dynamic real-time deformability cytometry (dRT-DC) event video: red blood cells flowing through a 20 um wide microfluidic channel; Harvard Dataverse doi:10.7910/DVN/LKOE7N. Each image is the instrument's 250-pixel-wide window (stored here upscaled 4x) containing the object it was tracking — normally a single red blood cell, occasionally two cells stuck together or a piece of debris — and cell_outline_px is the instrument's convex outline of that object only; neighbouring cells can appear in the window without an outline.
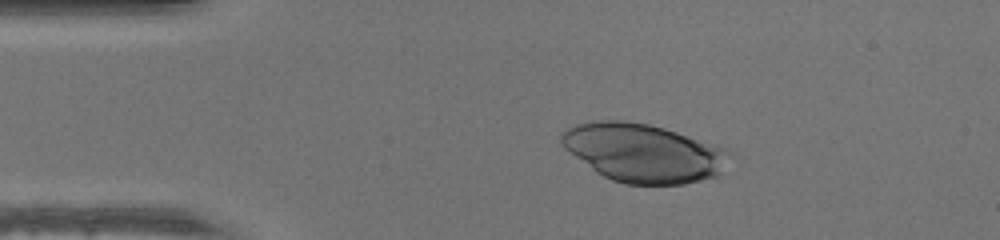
{"species": "human", "species_latin": "Homo sapiens", "temperature_condition": "warm", "stored_images_in_passage": 40, "camera_frame_rate_fps": 3000, "um_per_image_px": 0.085, "donor": {"sex": "male"}, "frame": {"image": 1, "passage_image": 1, "time_ms": 0.0, "image_size_px": [1000, 240], "cell_outline_px": [[736, 156], [720, 176], [684, 184], [624, 184], [612, 180], [596, 172], [564, 148], [560, 144], [560, 132], [576, 124], [592, 120], [620, 120], [648, 124], [664, 128], [716, 144], [728, 148], [736, 152]], "centroid_in_image_um": [54.79, 12.99], "position_along_channel_um": 30.2, "area_um2": 58.26}}